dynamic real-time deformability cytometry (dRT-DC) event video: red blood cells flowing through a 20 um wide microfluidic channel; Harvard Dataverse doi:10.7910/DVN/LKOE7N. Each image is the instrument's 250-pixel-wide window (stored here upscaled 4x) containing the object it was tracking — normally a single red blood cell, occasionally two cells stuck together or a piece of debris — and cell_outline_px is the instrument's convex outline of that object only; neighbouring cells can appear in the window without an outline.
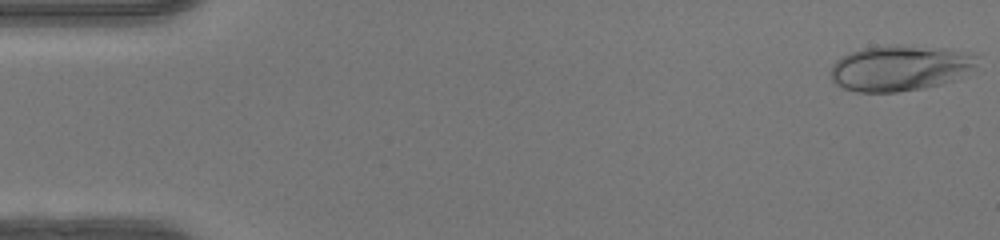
{"species": "human", "species_latin": "Homo sapiens", "temperature_condition": "warm", "stored_images_in_passage": 49, "camera_frame_rate_fps": 3000, "um_per_image_px": 0.085, "donor": {"sex": "female"}, "frame": {"image": 1, "passage_image": 1, "time_ms": 0.0, "image_size_px": [1000, 240], "cell_outline_px": [[976, 56], [972, 64], [968, 68], [952, 80], [940, 84], [924, 88], [896, 92], [856, 92], [844, 88], [836, 84], [832, 80], [832, 64], [840, 56], [848, 52], [864, 48], [900, 44], [944, 48]], "centroid_in_image_um": [76.35, 5.78], "position_along_channel_um": 8.6, "area_um2": 38.21}}
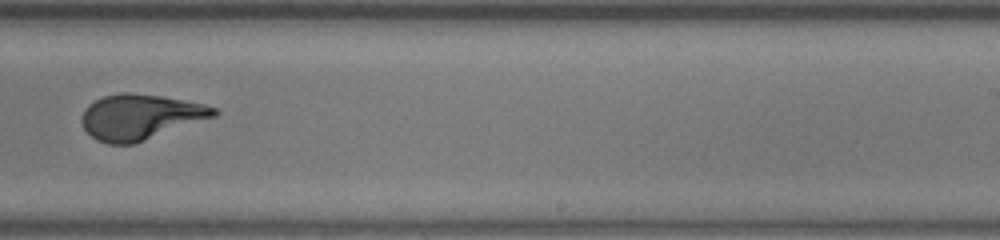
{"frame": {"image": 2, "passage_image": 31, "time_ms": 10.0, "image_size_px": [1000, 240], "cell_outline_px": [[220, 112], [216, 116], [132, 144], [108, 144], [96, 140], [84, 128], [80, 120], [84, 108], [88, 104], [104, 96], [124, 92], [128, 92], [164, 96], [204, 104], [216, 108]], "centroid_in_image_um": [11.91, 9.92], "position_along_channel_um": 277.1, "area_um2": 34.8}}
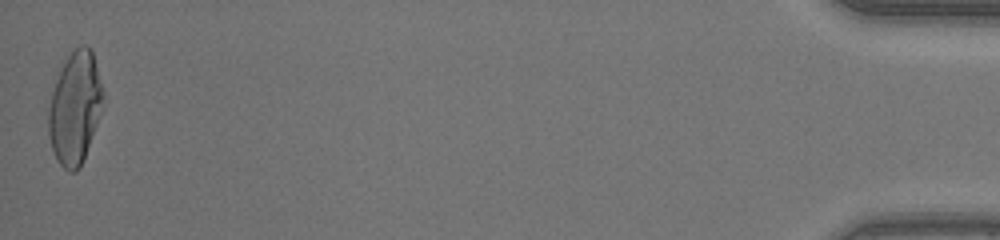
{"frame": {"image": 3, "passage_image": 49, "time_ms": 16.0, "image_size_px": [1000, 240], "cell_outline_px": [[104, 100], [84, 160], [80, 168], [76, 172], [68, 172], [56, 160], [48, 136], [48, 108], [52, 92], [56, 80], [68, 56], [80, 44], [88, 44], [92, 52], [104, 96]], "centroid_in_image_um": [6.36, 9.22], "position_along_channel_um": 428.8, "area_um2": 35.37}}